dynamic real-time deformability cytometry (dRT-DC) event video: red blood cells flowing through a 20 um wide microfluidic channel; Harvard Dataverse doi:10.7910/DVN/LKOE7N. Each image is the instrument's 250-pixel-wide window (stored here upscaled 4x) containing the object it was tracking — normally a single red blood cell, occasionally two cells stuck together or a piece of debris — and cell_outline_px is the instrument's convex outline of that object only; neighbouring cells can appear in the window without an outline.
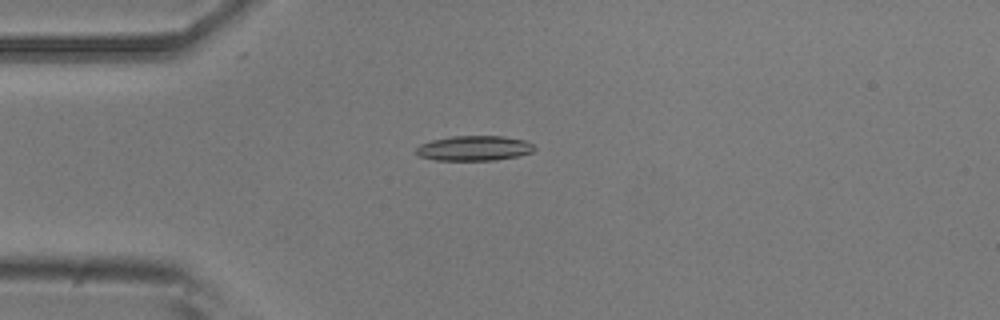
{"species": "common noctule bat (a hibernating species)", "species_latin": "Nyctalus noctula", "temperature_condition": "room temperature", "stored_images_in_passage": 51, "camera_frame_rate_fps": 3000, "um_per_image_px": 0.085, "animal": {"sex": "male", "body_mass_g": 20.5, "forearm_length_mm": 52.5}, "frame": {"image": 1, "passage_image": 13, "time_ms": 4.0, "image_size_px": [1000, 320], "cell_outline_px": [[536, 148], [532, 152], [516, 156], [492, 160], [436, 160], [420, 156], [416, 152], [416, 148], [420, 144], [432, 140], [452, 136], [504, 136], [524, 140], [532, 144]], "centroid_in_image_um": [40.3, 12.59], "position_along_channel_um": 44.7, "area_um2": 17.05}}
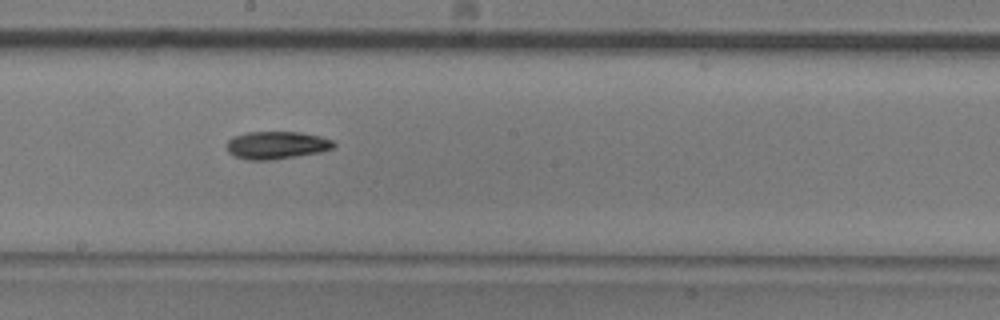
{"frame": {"image": 2, "passage_image": 28, "time_ms": 9.0, "image_size_px": [1000, 320], "cell_outline_px": [[336, 144], [332, 148], [320, 152], [272, 160], [248, 160], [236, 156], [228, 152], [228, 140], [232, 136], [248, 132], [300, 132], [320, 136], [332, 140]], "centroid_in_image_um": [23.51, 12.33], "position_along_channel_um": 224.7, "area_um2": 17.17}}
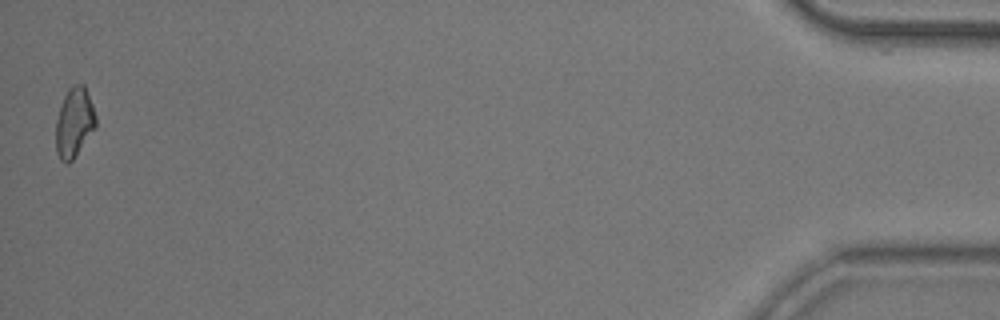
{"frame": {"image": 3, "passage_image": 51, "time_ms": 16.667, "image_size_px": [1000, 320], "cell_outline_px": [[96, 128], [72, 160], [68, 164], [64, 164], [60, 160], [56, 152], [56, 120], [64, 96], [68, 88], [72, 84], [84, 84], [92, 104], [96, 116]], "centroid_in_image_um": [6.31, 10.43], "position_along_channel_um": 428.9, "area_um2": 16.3}, "authors_computed_cell_mechanics": {"area_um2": 16.6464, "velocity_mm_per_s": 3.9119, "shape_relaxation_time_tau1_ms": 5.5511, "shape_relaxation_time_tau2_ms": null, "deformation_change_tau1": 0.148, "deformation_change_tau2": null}}